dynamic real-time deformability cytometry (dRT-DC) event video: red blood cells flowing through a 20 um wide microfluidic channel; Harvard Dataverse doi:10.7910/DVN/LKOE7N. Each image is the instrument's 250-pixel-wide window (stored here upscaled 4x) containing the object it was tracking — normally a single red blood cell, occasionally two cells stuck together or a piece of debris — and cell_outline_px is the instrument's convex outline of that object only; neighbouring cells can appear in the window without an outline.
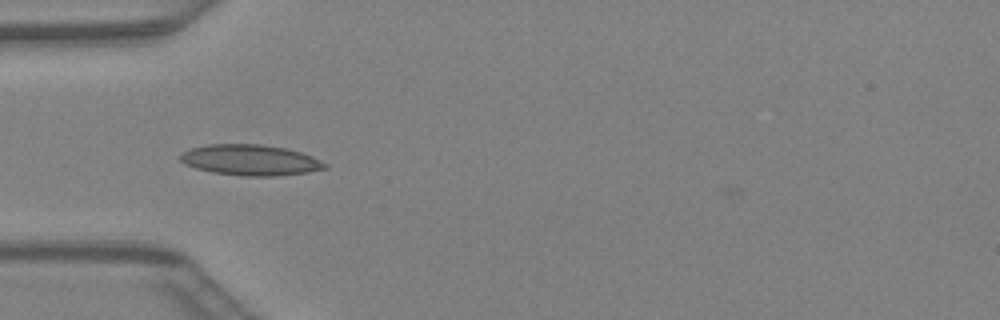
{"species": "Egyptian fruit bat (a non-hibernating species)", "species_latin": "Rousettus aegyptiacus", "temperature_condition": "warm", "stored_images_in_passage": 29, "camera_frame_rate_fps": 3000, "um_per_image_px": 0.085, "animal": {"sex": "female"}, "frame": {"image": 1, "passage_image": 1, "time_ms": 0.0, "image_size_px": [1000, 320], "cell_outline_px": [[328, 168], [308, 172], [272, 176], [240, 176], [212, 172], [196, 168], [184, 164], [180, 160], [180, 156], [184, 152], [192, 148], [208, 144], [260, 144], [284, 148], [300, 152], [312, 156], [328, 164]], "centroid_in_image_um": [21.29, 13.61], "position_along_channel_um": 63.7, "area_um2": 25.84}}
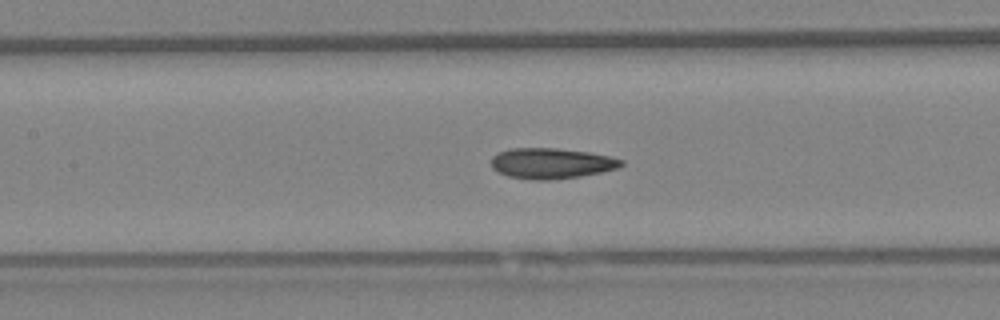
{"frame": {"image": 2, "passage_image": 7, "time_ms": 2.0, "image_size_px": [1000, 320], "cell_outline_px": [[624, 164], [616, 168], [600, 172], [580, 176], [552, 180], [532, 180], [508, 176], [492, 168], [492, 156], [500, 152], [512, 148], [556, 148], [588, 152], [608, 156], [624, 160]], "centroid_in_image_um": [46.86, 13.88], "position_along_channel_um": 160.5, "area_um2": 23.0}}
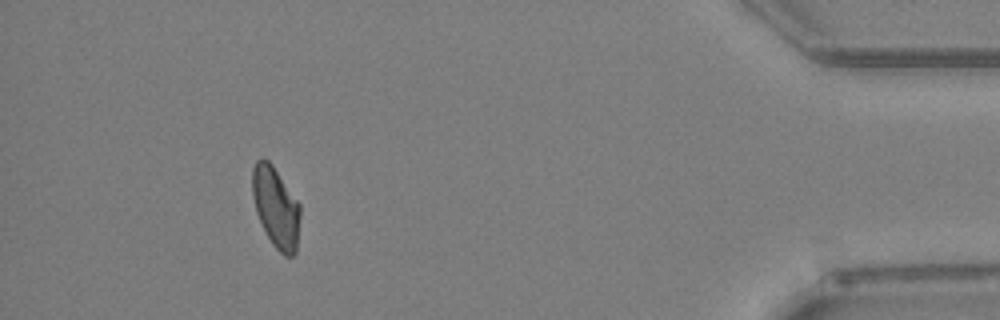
{"frame": {"image": 3, "passage_image": 26, "time_ms": 8.333, "image_size_px": [1000, 320], "cell_outline_px": [[300, 216], [296, 252], [292, 256], [284, 256], [272, 244], [256, 212], [252, 196], [252, 168], [256, 160], [268, 160], [272, 164], [300, 204]], "centroid_in_image_um": [23.45, 17.62], "position_along_channel_um": 411.8, "area_um2": 22.31}}